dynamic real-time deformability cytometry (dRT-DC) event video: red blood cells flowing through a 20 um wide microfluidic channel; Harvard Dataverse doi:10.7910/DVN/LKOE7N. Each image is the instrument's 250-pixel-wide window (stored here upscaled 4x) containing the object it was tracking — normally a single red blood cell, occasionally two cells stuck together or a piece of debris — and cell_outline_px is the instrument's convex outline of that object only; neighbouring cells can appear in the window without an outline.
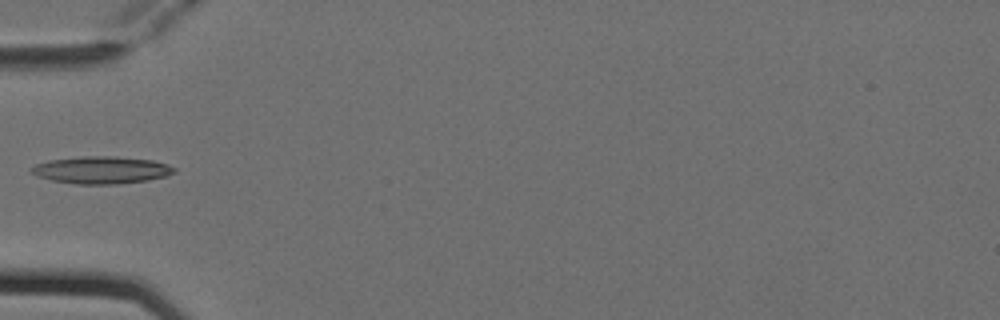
{"species": "Egyptian fruit bat (a non-hibernating species)", "species_latin": "Rousettus aegyptiacus", "temperature_condition": "cold", "stored_images_in_passage": 3, "camera_frame_rate_fps": 3000, "um_per_image_px": 0.085, "animal": {"sex": "female"}, "frame": {"image": 1, "passage_image": 3, "time_ms": 0.667, "image_size_px": [1000, 320], "cell_outline_px": [[176, 172], [168, 176], [148, 180], [120, 184], [76, 184], [52, 180], [36, 176], [28, 172], [28, 168], [36, 164], [48, 160], [84, 156], [116, 156], [152, 160], [176, 168]], "centroid_in_image_um": [8.58, 14.45], "position_along_channel_um": 76.4, "area_um2": 22.95}}